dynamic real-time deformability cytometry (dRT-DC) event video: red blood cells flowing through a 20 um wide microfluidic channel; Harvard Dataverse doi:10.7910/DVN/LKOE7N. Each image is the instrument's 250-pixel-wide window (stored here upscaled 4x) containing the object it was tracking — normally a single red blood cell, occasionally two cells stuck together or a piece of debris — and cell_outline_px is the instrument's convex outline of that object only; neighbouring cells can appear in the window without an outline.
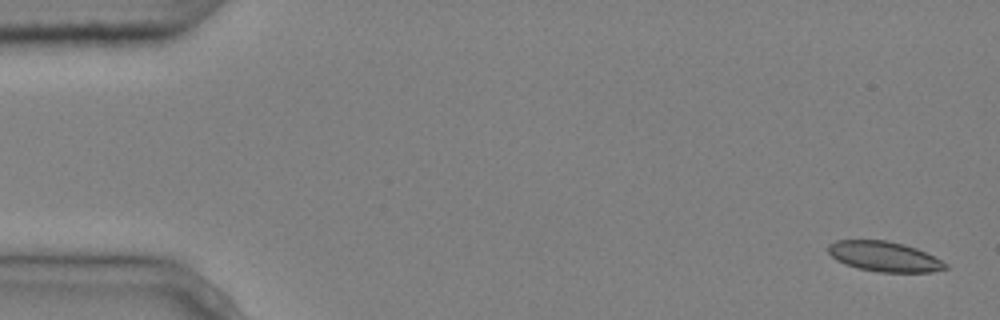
{"species": "common noctule bat (a hibernating species)", "species_latin": "Nyctalus noctula", "temperature_condition": "cold", "stored_images_in_passage": 5, "camera_frame_rate_fps": 3000, "um_per_image_px": 0.085, "animal": {"sex": "male", "body_mass_g": 20.4}, "frame": {"image": 1, "passage_image": 1, "time_ms": 0.0, "image_size_px": [1000, 320], "cell_outline_px": [[952, 268], [932, 272], [880, 272], [860, 268], [844, 264], [836, 260], [828, 252], [828, 244], [836, 240], [884, 240], [904, 244], [916, 248], [948, 264]], "centroid_in_image_um": [75.17, 21.81], "position_along_channel_um": 9.8, "area_um2": 20.52}}